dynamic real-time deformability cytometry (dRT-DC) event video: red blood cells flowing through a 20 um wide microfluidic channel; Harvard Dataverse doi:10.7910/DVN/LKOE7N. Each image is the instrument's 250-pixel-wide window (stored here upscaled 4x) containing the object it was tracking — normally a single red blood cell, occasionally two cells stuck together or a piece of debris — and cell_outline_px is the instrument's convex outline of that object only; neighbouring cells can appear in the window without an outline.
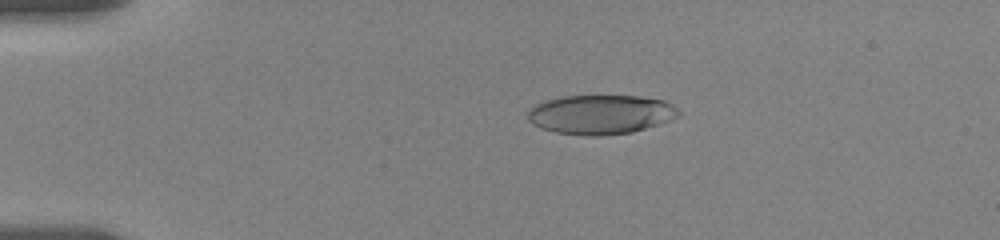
{"species": "human", "species_latin": "Homo sapiens", "temperature_condition": "room temperature", "stored_images_in_passage": 57, "camera_frame_rate_fps": 3000, "um_per_image_px": 0.085, "donor": {"sex": "female"}, "frame": {"image": 1, "passage_image": 12, "time_ms": 3.667, "image_size_px": [1000, 240], "cell_outline_px": [[680, 116], [632, 132], [600, 136], [588, 136], [556, 132], [540, 128], [532, 124], [528, 120], [528, 108], [544, 100], [560, 96], [640, 96], [664, 100], [672, 104], [680, 112]], "centroid_in_image_um": [51.01, 9.72], "position_along_channel_um": 34.0, "area_um2": 34.62}}
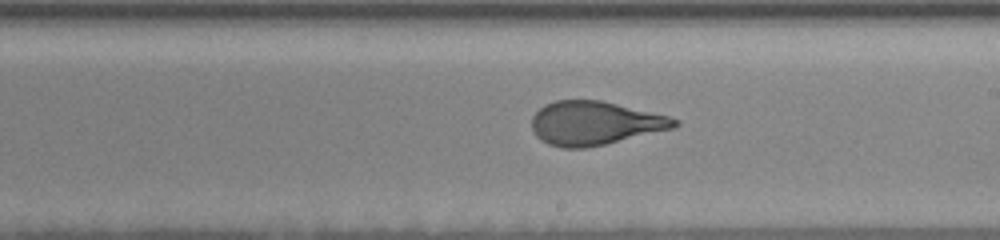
{"frame": {"image": 2, "passage_image": 34, "time_ms": 11.0, "image_size_px": [1000, 240], "cell_outline_px": [[680, 124], [676, 128], [604, 144], [584, 148], [560, 148], [548, 144], [540, 140], [536, 136], [532, 128], [532, 116], [544, 104], [556, 100], [600, 100], [668, 116], [680, 120]], "centroid_in_image_um": [50.55, 10.47], "position_along_channel_um": 238.5, "area_um2": 36.36}}
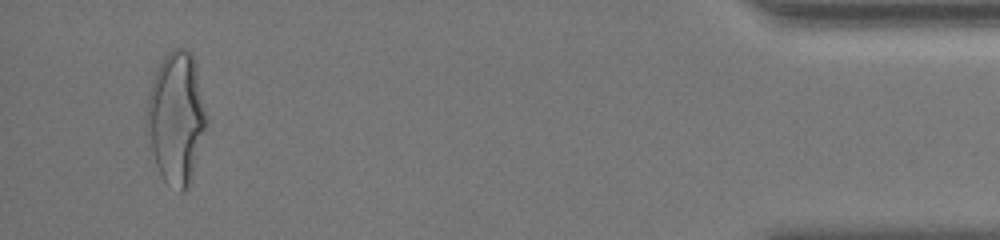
{"frame": {"image": 3, "passage_image": 55, "time_ms": 18.0, "image_size_px": [1000, 240], "cell_outline_px": [[208, 120], [188, 188], [184, 192], [180, 192], [164, 180], [160, 176], [144, 132], [148, 96], [152, 80], [164, 56], [172, 48], [184, 48], [192, 52], [196, 64], [208, 116]], "centroid_in_image_um": [14.96, 10.0], "position_along_channel_um": 420.2, "area_um2": 46.47}, "authors_computed_cell_mechanics": {"area_um2": 36.7608, "velocity_mm_per_s": 3.5192, "shape_relaxation_time_tau1_ms": 4.2952, "shape_relaxation_time_tau2_ms": 0.8375, "deformation_change_tau1": 0.2228, "deformation_change_tau2": 0.0932}}